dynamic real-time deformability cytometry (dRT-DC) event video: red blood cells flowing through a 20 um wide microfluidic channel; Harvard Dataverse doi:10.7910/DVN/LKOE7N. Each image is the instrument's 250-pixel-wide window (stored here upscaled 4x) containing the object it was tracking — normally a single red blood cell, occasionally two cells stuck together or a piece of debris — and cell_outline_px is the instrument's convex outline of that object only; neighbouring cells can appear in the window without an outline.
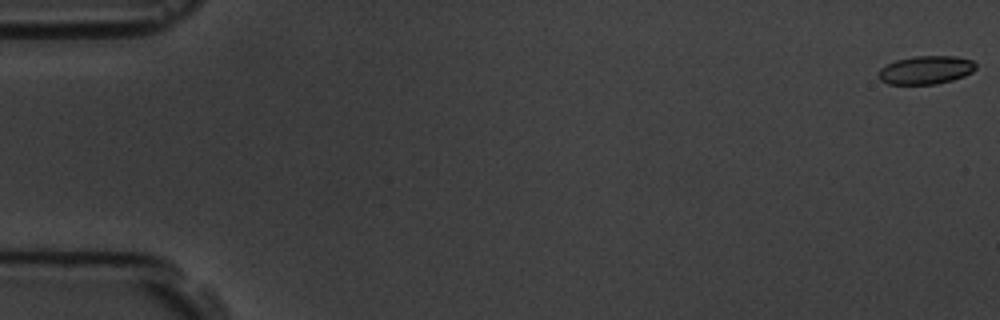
{"species": "common noctule bat (a hibernating species)", "species_latin": "Nyctalus noctula", "temperature_condition": "room temperature", "stored_images_in_passage": 13, "camera_frame_rate_fps": 3000, "um_per_image_px": 0.085, "animal": {"sex": "male", "body_mass_g": 19.5, "forearm_length_mm": 54.6}, "frame": {"image": 1, "passage_image": 1, "time_ms": 0.0, "image_size_px": [1000, 320], "cell_outline_px": [[976, 68], [972, 72], [964, 76], [952, 80], [936, 84], [888, 84], [880, 80], [876, 76], [880, 68], [896, 60], [916, 56], [956, 56], [972, 60], [976, 64]], "centroid_in_image_um": [78.69, 5.95], "position_along_channel_um": 6.3, "area_um2": 16.13}}